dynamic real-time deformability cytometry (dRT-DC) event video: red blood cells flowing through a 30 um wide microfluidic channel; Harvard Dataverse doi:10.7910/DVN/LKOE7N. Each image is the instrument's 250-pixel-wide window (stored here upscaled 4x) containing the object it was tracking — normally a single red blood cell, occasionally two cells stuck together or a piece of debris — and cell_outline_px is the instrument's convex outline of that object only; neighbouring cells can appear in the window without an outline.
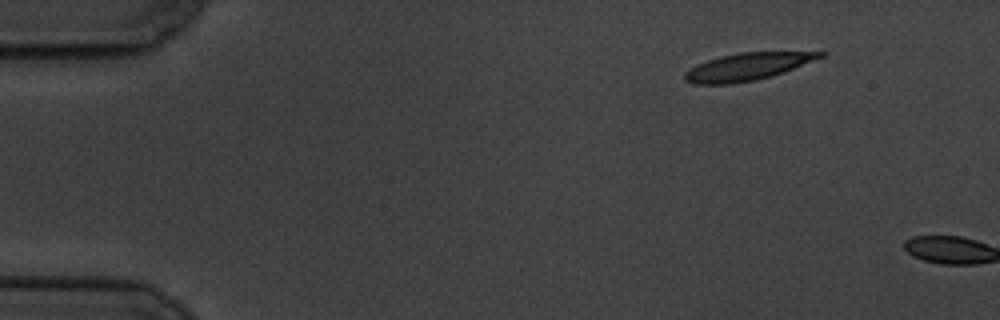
{"species": "common noctule bat (a hibernating species)", "species_latin": "Nyctalus noctula", "temperature_condition": "cold", "stored_images_in_passage": 2, "camera_frame_rate_fps": 3000, "um_per_image_px": 0.085, "animal": {"sex": "male", "body_mass_g": 19.5, "forearm_length_mm": 54.6}, "frame": {"image": 1, "passage_image": 1, "time_ms": 0.0, "image_size_px": [1000, 320], "cell_outline_px": [[828, 52], [824, 56], [784, 72], [756, 80], [732, 84], [696, 84], [684, 80], [684, 72], [696, 64], [720, 56], [740, 52]], "centroid_in_image_um": [63.49, 5.67], "position_along_channel_um": 21.5, "area_um2": 21.44}}